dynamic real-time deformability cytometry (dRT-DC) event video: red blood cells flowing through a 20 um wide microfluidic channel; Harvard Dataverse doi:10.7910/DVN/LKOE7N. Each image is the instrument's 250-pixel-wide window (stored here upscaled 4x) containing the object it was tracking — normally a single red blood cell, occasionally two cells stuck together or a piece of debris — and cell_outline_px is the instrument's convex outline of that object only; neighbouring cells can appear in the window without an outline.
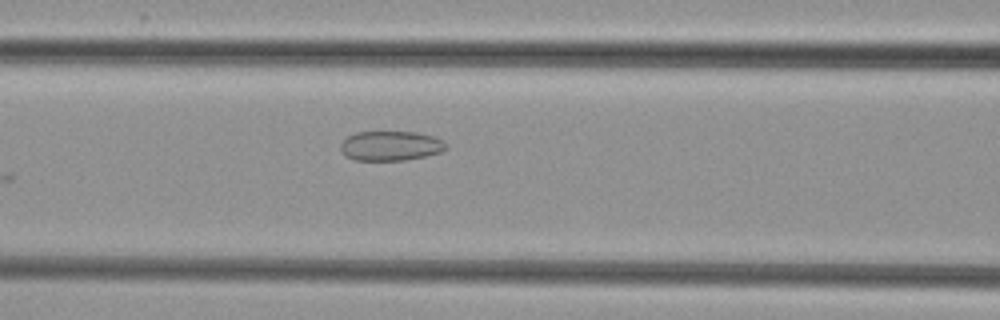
{"species": "common noctule bat (a hibernating species)", "species_latin": "Nyctalus noctula", "temperature_condition": "cold", "stored_images_in_passage": 5, "camera_frame_rate_fps": 3000, "um_per_image_px": 0.085, "animal": {"sex": "female", "body_mass_g": 29.2, "forearm_length_mm": 56.3}, "frame": {"image": 1, "passage_image": 5, "time_ms": 5.0, "image_size_px": [1000, 320], "cell_outline_px": [[448, 148], [440, 152], [424, 156], [404, 160], [352, 160], [344, 156], [340, 148], [340, 144], [348, 136], [356, 132], [416, 132], [432, 136], [444, 140], [448, 144]], "centroid_in_image_um": [33.2, 12.4], "position_along_channel_um": 133.4, "area_um2": 18.32}}